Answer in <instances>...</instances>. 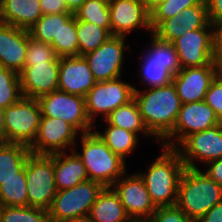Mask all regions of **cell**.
Here are the masks:
<instances>
[{"mask_svg":"<svg viewBox=\"0 0 222 222\" xmlns=\"http://www.w3.org/2000/svg\"><path fill=\"white\" fill-rule=\"evenodd\" d=\"M134 100L146 129L161 143L173 131L182 107L175 85L135 89Z\"/></svg>","mask_w":222,"mask_h":222,"instance_id":"6da1fadb","label":"cell"},{"mask_svg":"<svg viewBox=\"0 0 222 222\" xmlns=\"http://www.w3.org/2000/svg\"><path fill=\"white\" fill-rule=\"evenodd\" d=\"M161 148V155L156 157L149 170L137 173L144 180L156 207L174 206L177 203L179 181L186 167L174 148Z\"/></svg>","mask_w":222,"mask_h":222,"instance_id":"7a4b0ae2","label":"cell"},{"mask_svg":"<svg viewBox=\"0 0 222 222\" xmlns=\"http://www.w3.org/2000/svg\"><path fill=\"white\" fill-rule=\"evenodd\" d=\"M222 200V186L200 168L186 167L181 175L176 205L193 221Z\"/></svg>","mask_w":222,"mask_h":222,"instance_id":"3957f363","label":"cell"},{"mask_svg":"<svg viewBox=\"0 0 222 222\" xmlns=\"http://www.w3.org/2000/svg\"><path fill=\"white\" fill-rule=\"evenodd\" d=\"M80 147L73 149L82 160L89 180L111 187L127 172L126 161L114 154L94 131L80 134Z\"/></svg>","mask_w":222,"mask_h":222,"instance_id":"277c9868","label":"cell"},{"mask_svg":"<svg viewBox=\"0 0 222 222\" xmlns=\"http://www.w3.org/2000/svg\"><path fill=\"white\" fill-rule=\"evenodd\" d=\"M150 35V47L143 52L139 74L147 88L166 86L181 69L179 56L173 43L161 40L153 33Z\"/></svg>","mask_w":222,"mask_h":222,"instance_id":"5b68a950","label":"cell"},{"mask_svg":"<svg viewBox=\"0 0 222 222\" xmlns=\"http://www.w3.org/2000/svg\"><path fill=\"white\" fill-rule=\"evenodd\" d=\"M103 188L97 181L86 180L70 189L57 191L48 209L49 222H66L88 216Z\"/></svg>","mask_w":222,"mask_h":222,"instance_id":"8992f818","label":"cell"},{"mask_svg":"<svg viewBox=\"0 0 222 222\" xmlns=\"http://www.w3.org/2000/svg\"><path fill=\"white\" fill-rule=\"evenodd\" d=\"M41 109L37 99L21 97L4 109L6 143L30 147L36 138L41 121Z\"/></svg>","mask_w":222,"mask_h":222,"instance_id":"52a82bcc","label":"cell"},{"mask_svg":"<svg viewBox=\"0 0 222 222\" xmlns=\"http://www.w3.org/2000/svg\"><path fill=\"white\" fill-rule=\"evenodd\" d=\"M29 206L48 210L57 193L54 177V154L31 153L25 163Z\"/></svg>","mask_w":222,"mask_h":222,"instance_id":"ba28073f","label":"cell"},{"mask_svg":"<svg viewBox=\"0 0 222 222\" xmlns=\"http://www.w3.org/2000/svg\"><path fill=\"white\" fill-rule=\"evenodd\" d=\"M134 87L124 82L121 77L96 82L85 96L86 112L90 122L94 125L97 116L105 120L112 111L134 99Z\"/></svg>","mask_w":222,"mask_h":222,"instance_id":"9c48e42d","label":"cell"},{"mask_svg":"<svg viewBox=\"0 0 222 222\" xmlns=\"http://www.w3.org/2000/svg\"><path fill=\"white\" fill-rule=\"evenodd\" d=\"M37 100L42 116L60 118L71 124L80 134L94 129V125L87 116L85 97L58 89Z\"/></svg>","mask_w":222,"mask_h":222,"instance_id":"30bf717a","label":"cell"},{"mask_svg":"<svg viewBox=\"0 0 222 222\" xmlns=\"http://www.w3.org/2000/svg\"><path fill=\"white\" fill-rule=\"evenodd\" d=\"M221 123L214 110L204 101L182 104L173 131L160 144L175 149L187 136Z\"/></svg>","mask_w":222,"mask_h":222,"instance_id":"8fae6325","label":"cell"},{"mask_svg":"<svg viewBox=\"0 0 222 222\" xmlns=\"http://www.w3.org/2000/svg\"><path fill=\"white\" fill-rule=\"evenodd\" d=\"M79 134L71 124L60 118L42 116L36 138L29 149L31 153L39 155L72 151L77 146Z\"/></svg>","mask_w":222,"mask_h":222,"instance_id":"7c38bea8","label":"cell"},{"mask_svg":"<svg viewBox=\"0 0 222 222\" xmlns=\"http://www.w3.org/2000/svg\"><path fill=\"white\" fill-rule=\"evenodd\" d=\"M175 150L180 154L185 167L198 169L199 163L206 164L222 157V123L210 129L187 136Z\"/></svg>","mask_w":222,"mask_h":222,"instance_id":"4fadbf2b","label":"cell"},{"mask_svg":"<svg viewBox=\"0 0 222 222\" xmlns=\"http://www.w3.org/2000/svg\"><path fill=\"white\" fill-rule=\"evenodd\" d=\"M120 177L111 187L118 194L125 211L133 222L148 221L157 207L138 173Z\"/></svg>","mask_w":222,"mask_h":222,"instance_id":"5bb4252c","label":"cell"},{"mask_svg":"<svg viewBox=\"0 0 222 222\" xmlns=\"http://www.w3.org/2000/svg\"><path fill=\"white\" fill-rule=\"evenodd\" d=\"M125 39V36H111L96 50L84 55L97 82L121 77L124 54L130 48Z\"/></svg>","mask_w":222,"mask_h":222,"instance_id":"9a60e30c","label":"cell"},{"mask_svg":"<svg viewBox=\"0 0 222 222\" xmlns=\"http://www.w3.org/2000/svg\"><path fill=\"white\" fill-rule=\"evenodd\" d=\"M180 67H202L214 61V27L184 33L173 42Z\"/></svg>","mask_w":222,"mask_h":222,"instance_id":"2e32d148","label":"cell"},{"mask_svg":"<svg viewBox=\"0 0 222 222\" xmlns=\"http://www.w3.org/2000/svg\"><path fill=\"white\" fill-rule=\"evenodd\" d=\"M111 35H130L136 29L152 33L150 10L143 0H109Z\"/></svg>","mask_w":222,"mask_h":222,"instance_id":"e0dca14e","label":"cell"},{"mask_svg":"<svg viewBox=\"0 0 222 222\" xmlns=\"http://www.w3.org/2000/svg\"><path fill=\"white\" fill-rule=\"evenodd\" d=\"M60 61L45 63H25L19 73L23 97L38 99L58 90Z\"/></svg>","mask_w":222,"mask_h":222,"instance_id":"ac0fdd59","label":"cell"},{"mask_svg":"<svg viewBox=\"0 0 222 222\" xmlns=\"http://www.w3.org/2000/svg\"><path fill=\"white\" fill-rule=\"evenodd\" d=\"M215 62L202 67L181 68L172 83L182 104L204 101L206 92L217 76Z\"/></svg>","mask_w":222,"mask_h":222,"instance_id":"d6986e66","label":"cell"},{"mask_svg":"<svg viewBox=\"0 0 222 222\" xmlns=\"http://www.w3.org/2000/svg\"><path fill=\"white\" fill-rule=\"evenodd\" d=\"M203 27H213L207 15L205 0L182 10L178 15L162 21L153 31L159 39L173 43L184 33Z\"/></svg>","mask_w":222,"mask_h":222,"instance_id":"ffe728a7","label":"cell"},{"mask_svg":"<svg viewBox=\"0 0 222 222\" xmlns=\"http://www.w3.org/2000/svg\"><path fill=\"white\" fill-rule=\"evenodd\" d=\"M96 82L84 56L60 58L59 90L85 97Z\"/></svg>","mask_w":222,"mask_h":222,"instance_id":"44dd1931","label":"cell"},{"mask_svg":"<svg viewBox=\"0 0 222 222\" xmlns=\"http://www.w3.org/2000/svg\"><path fill=\"white\" fill-rule=\"evenodd\" d=\"M29 30L0 22V67L19 74L26 62Z\"/></svg>","mask_w":222,"mask_h":222,"instance_id":"7402d4cb","label":"cell"},{"mask_svg":"<svg viewBox=\"0 0 222 222\" xmlns=\"http://www.w3.org/2000/svg\"><path fill=\"white\" fill-rule=\"evenodd\" d=\"M43 16L40 0H1L0 22L30 30Z\"/></svg>","mask_w":222,"mask_h":222,"instance_id":"603a6c76","label":"cell"},{"mask_svg":"<svg viewBox=\"0 0 222 222\" xmlns=\"http://www.w3.org/2000/svg\"><path fill=\"white\" fill-rule=\"evenodd\" d=\"M71 152L70 154L67 151L54 154V177L58 191L70 189L89 180L82 160L74 150Z\"/></svg>","mask_w":222,"mask_h":222,"instance_id":"cb8c5ba5","label":"cell"},{"mask_svg":"<svg viewBox=\"0 0 222 222\" xmlns=\"http://www.w3.org/2000/svg\"><path fill=\"white\" fill-rule=\"evenodd\" d=\"M88 216L93 222H133L112 187L103 188Z\"/></svg>","mask_w":222,"mask_h":222,"instance_id":"d4e9b609","label":"cell"},{"mask_svg":"<svg viewBox=\"0 0 222 222\" xmlns=\"http://www.w3.org/2000/svg\"><path fill=\"white\" fill-rule=\"evenodd\" d=\"M31 154L29 147L15 143H0V185L10 178H20V170Z\"/></svg>","mask_w":222,"mask_h":222,"instance_id":"484cf974","label":"cell"},{"mask_svg":"<svg viewBox=\"0 0 222 222\" xmlns=\"http://www.w3.org/2000/svg\"><path fill=\"white\" fill-rule=\"evenodd\" d=\"M103 121L107 124L103 133L96 130L97 125H94L93 130L114 154L125 160L138 147L139 136L131 131L112 126L106 120Z\"/></svg>","mask_w":222,"mask_h":222,"instance_id":"4316f807","label":"cell"},{"mask_svg":"<svg viewBox=\"0 0 222 222\" xmlns=\"http://www.w3.org/2000/svg\"><path fill=\"white\" fill-rule=\"evenodd\" d=\"M105 120L112 126L120 127L137 135L141 133L144 136L153 137L146 129L138 105L134 99L112 111Z\"/></svg>","mask_w":222,"mask_h":222,"instance_id":"83f0119b","label":"cell"},{"mask_svg":"<svg viewBox=\"0 0 222 222\" xmlns=\"http://www.w3.org/2000/svg\"><path fill=\"white\" fill-rule=\"evenodd\" d=\"M76 29L79 44L78 56H84L96 50L112 36L106 28L77 19Z\"/></svg>","mask_w":222,"mask_h":222,"instance_id":"f1b7e54d","label":"cell"},{"mask_svg":"<svg viewBox=\"0 0 222 222\" xmlns=\"http://www.w3.org/2000/svg\"><path fill=\"white\" fill-rule=\"evenodd\" d=\"M73 13L43 15L29 30L30 36L36 40L51 44L57 38L62 24H66Z\"/></svg>","mask_w":222,"mask_h":222,"instance_id":"f546056e","label":"cell"},{"mask_svg":"<svg viewBox=\"0 0 222 222\" xmlns=\"http://www.w3.org/2000/svg\"><path fill=\"white\" fill-rule=\"evenodd\" d=\"M74 15L77 20L96 24L111 33L109 0H86Z\"/></svg>","mask_w":222,"mask_h":222,"instance_id":"4dcf8cb0","label":"cell"},{"mask_svg":"<svg viewBox=\"0 0 222 222\" xmlns=\"http://www.w3.org/2000/svg\"><path fill=\"white\" fill-rule=\"evenodd\" d=\"M0 202L4 206H29L25 166L20 178H10L0 185Z\"/></svg>","mask_w":222,"mask_h":222,"instance_id":"1f68e13d","label":"cell"},{"mask_svg":"<svg viewBox=\"0 0 222 222\" xmlns=\"http://www.w3.org/2000/svg\"><path fill=\"white\" fill-rule=\"evenodd\" d=\"M51 45L59 58L78 56L79 44L75 15L66 24H62L57 38L53 39Z\"/></svg>","mask_w":222,"mask_h":222,"instance_id":"d6a6232c","label":"cell"},{"mask_svg":"<svg viewBox=\"0 0 222 222\" xmlns=\"http://www.w3.org/2000/svg\"><path fill=\"white\" fill-rule=\"evenodd\" d=\"M203 0H164L150 10L152 31L164 20L178 15L185 8L198 5Z\"/></svg>","mask_w":222,"mask_h":222,"instance_id":"836d02e7","label":"cell"},{"mask_svg":"<svg viewBox=\"0 0 222 222\" xmlns=\"http://www.w3.org/2000/svg\"><path fill=\"white\" fill-rule=\"evenodd\" d=\"M21 97L19 74L0 67V108L15 104Z\"/></svg>","mask_w":222,"mask_h":222,"instance_id":"e575fe53","label":"cell"},{"mask_svg":"<svg viewBox=\"0 0 222 222\" xmlns=\"http://www.w3.org/2000/svg\"><path fill=\"white\" fill-rule=\"evenodd\" d=\"M2 222H49L48 210L32 206H4Z\"/></svg>","mask_w":222,"mask_h":222,"instance_id":"d590c367","label":"cell"},{"mask_svg":"<svg viewBox=\"0 0 222 222\" xmlns=\"http://www.w3.org/2000/svg\"><path fill=\"white\" fill-rule=\"evenodd\" d=\"M47 61H60V58L51 44L36 40L29 33L25 63H45Z\"/></svg>","mask_w":222,"mask_h":222,"instance_id":"8d00e7d4","label":"cell"},{"mask_svg":"<svg viewBox=\"0 0 222 222\" xmlns=\"http://www.w3.org/2000/svg\"><path fill=\"white\" fill-rule=\"evenodd\" d=\"M149 222H195L190 219L177 205L157 207Z\"/></svg>","mask_w":222,"mask_h":222,"instance_id":"74e56055","label":"cell"},{"mask_svg":"<svg viewBox=\"0 0 222 222\" xmlns=\"http://www.w3.org/2000/svg\"><path fill=\"white\" fill-rule=\"evenodd\" d=\"M204 102L208 104L222 122V77L216 76L209 86Z\"/></svg>","mask_w":222,"mask_h":222,"instance_id":"f35d334b","label":"cell"},{"mask_svg":"<svg viewBox=\"0 0 222 222\" xmlns=\"http://www.w3.org/2000/svg\"><path fill=\"white\" fill-rule=\"evenodd\" d=\"M40 7L43 15L72 13L69 11L65 0H40Z\"/></svg>","mask_w":222,"mask_h":222,"instance_id":"ab89813d","label":"cell"},{"mask_svg":"<svg viewBox=\"0 0 222 222\" xmlns=\"http://www.w3.org/2000/svg\"><path fill=\"white\" fill-rule=\"evenodd\" d=\"M209 22L215 24L222 21V0H205Z\"/></svg>","mask_w":222,"mask_h":222,"instance_id":"60d3db41","label":"cell"},{"mask_svg":"<svg viewBox=\"0 0 222 222\" xmlns=\"http://www.w3.org/2000/svg\"><path fill=\"white\" fill-rule=\"evenodd\" d=\"M205 173L219 185L222 186V157L217 160L210 161L206 164Z\"/></svg>","mask_w":222,"mask_h":222,"instance_id":"b9f144b4","label":"cell"},{"mask_svg":"<svg viewBox=\"0 0 222 222\" xmlns=\"http://www.w3.org/2000/svg\"><path fill=\"white\" fill-rule=\"evenodd\" d=\"M196 222H222V200Z\"/></svg>","mask_w":222,"mask_h":222,"instance_id":"7bdbcfd3","label":"cell"},{"mask_svg":"<svg viewBox=\"0 0 222 222\" xmlns=\"http://www.w3.org/2000/svg\"><path fill=\"white\" fill-rule=\"evenodd\" d=\"M214 27V51H222V21L213 24Z\"/></svg>","mask_w":222,"mask_h":222,"instance_id":"ee69618b","label":"cell"},{"mask_svg":"<svg viewBox=\"0 0 222 222\" xmlns=\"http://www.w3.org/2000/svg\"><path fill=\"white\" fill-rule=\"evenodd\" d=\"M86 0H65L70 12L75 14Z\"/></svg>","mask_w":222,"mask_h":222,"instance_id":"f6af8a7d","label":"cell"},{"mask_svg":"<svg viewBox=\"0 0 222 222\" xmlns=\"http://www.w3.org/2000/svg\"><path fill=\"white\" fill-rule=\"evenodd\" d=\"M0 143H6L4 109L0 108Z\"/></svg>","mask_w":222,"mask_h":222,"instance_id":"bcb514c9","label":"cell"},{"mask_svg":"<svg viewBox=\"0 0 222 222\" xmlns=\"http://www.w3.org/2000/svg\"><path fill=\"white\" fill-rule=\"evenodd\" d=\"M214 61L216 64L217 74L222 77V51H214Z\"/></svg>","mask_w":222,"mask_h":222,"instance_id":"7dc6e473","label":"cell"},{"mask_svg":"<svg viewBox=\"0 0 222 222\" xmlns=\"http://www.w3.org/2000/svg\"><path fill=\"white\" fill-rule=\"evenodd\" d=\"M145 5L149 10H151L154 6H156L159 2H162L164 0H143Z\"/></svg>","mask_w":222,"mask_h":222,"instance_id":"c3c4849f","label":"cell"},{"mask_svg":"<svg viewBox=\"0 0 222 222\" xmlns=\"http://www.w3.org/2000/svg\"><path fill=\"white\" fill-rule=\"evenodd\" d=\"M66 222H93V221L90 219L89 216H84V217H79L74 220L66 221Z\"/></svg>","mask_w":222,"mask_h":222,"instance_id":"681fc988","label":"cell"},{"mask_svg":"<svg viewBox=\"0 0 222 222\" xmlns=\"http://www.w3.org/2000/svg\"><path fill=\"white\" fill-rule=\"evenodd\" d=\"M3 211H4V205L0 202V222H2Z\"/></svg>","mask_w":222,"mask_h":222,"instance_id":"f907efd6","label":"cell"}]
</instances>
